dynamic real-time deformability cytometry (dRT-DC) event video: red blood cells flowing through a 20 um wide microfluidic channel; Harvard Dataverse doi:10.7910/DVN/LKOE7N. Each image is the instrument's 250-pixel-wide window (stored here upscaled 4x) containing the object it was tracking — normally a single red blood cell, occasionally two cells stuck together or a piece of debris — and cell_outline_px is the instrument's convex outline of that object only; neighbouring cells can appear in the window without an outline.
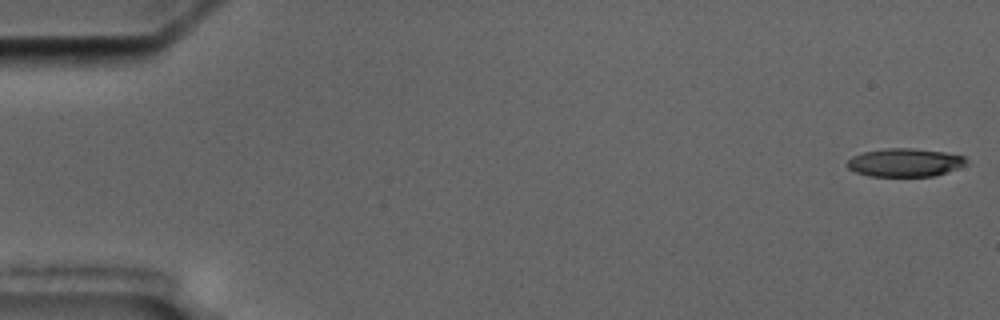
{"species": "common noctule bat (a hibernating species)", "species_latin": "Nyctalus noctula", "temperature_condition": "cold", "stored_images_in_passage": 5, "camera_frame_rate_fps": 3000, "um_per_image_px": 0.085, "animal": {"sex": "male", "body_mass_g": 17.5, "forearm_length_mm": 52.3}, "frame": {"image": 1, "passage_image": 1, "time_ms": 0.0, "image_size_px": [1000, 320], "cell_outline_px": [[968, 164], [948, 172], [936, 176], [868, 176], [856, 172], [848, 168], [844, 164], [852, 156], [864, 152], [888, 148], [912, 148], [944, 152], [964, 156], [968, 160]], "centroid_in_image_um": [76.93, 13.82], "position_along_channel_um": 8.1, "area_um2": 19.77}}
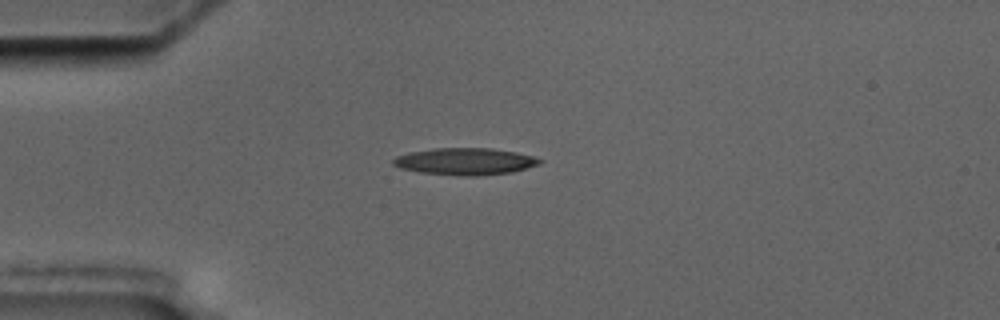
{"frame": {"image": 2, "passage_image": 5, "time_ms": 4.667, "image_size_px": [1000, 320], "cell_outline_px": [[544, 160], [540, 164], [512, 172], [476, 176], [468, 176], [420, 172], [400, 168], [392, 164], [392, 160], [396, 156], [408, 152], [436, 148], [492, 148], [516, 152], [536, 156]], "centroid_in_image_um": [39.56, 13.71], "position_along_channel_um": 45.4, "area_um2": 23.06}}